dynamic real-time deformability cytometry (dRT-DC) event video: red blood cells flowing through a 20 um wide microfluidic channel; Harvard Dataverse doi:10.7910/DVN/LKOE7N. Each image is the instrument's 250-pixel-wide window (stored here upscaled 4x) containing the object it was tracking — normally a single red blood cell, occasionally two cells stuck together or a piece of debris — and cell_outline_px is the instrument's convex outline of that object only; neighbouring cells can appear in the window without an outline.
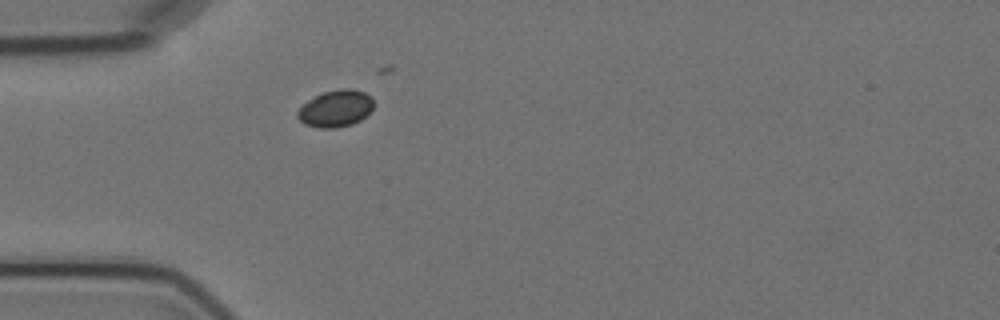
{"species": "Egyptian fruit bat (a non-hibernating species)", "species_latin": "Rousettus aegyptiacus", "temperature_condition": "cold", "stored_images_in_passage": 1, "camera_frame_rate_fps": 3000, "um_per_image_px": 0.085, "animal": {"sex": "female"}, "frame": {"image": 1, "passage_image": 1, "time_ms": 0.0, "image_size_px": [1000, 320], "cell_outline_px": [[372, 108], [360, 120], [352, 124], [332, 128], [320, 128], [304, 124], [296, 116], [296, 112], [308, 100], [324, 92], [340, 88], [352, 88], [364, 92], [372, 96]], "centroid_in_image_um": [28.52, 9.21], "position_along_channel_um": 56.5, "area_um2": 16.18}}